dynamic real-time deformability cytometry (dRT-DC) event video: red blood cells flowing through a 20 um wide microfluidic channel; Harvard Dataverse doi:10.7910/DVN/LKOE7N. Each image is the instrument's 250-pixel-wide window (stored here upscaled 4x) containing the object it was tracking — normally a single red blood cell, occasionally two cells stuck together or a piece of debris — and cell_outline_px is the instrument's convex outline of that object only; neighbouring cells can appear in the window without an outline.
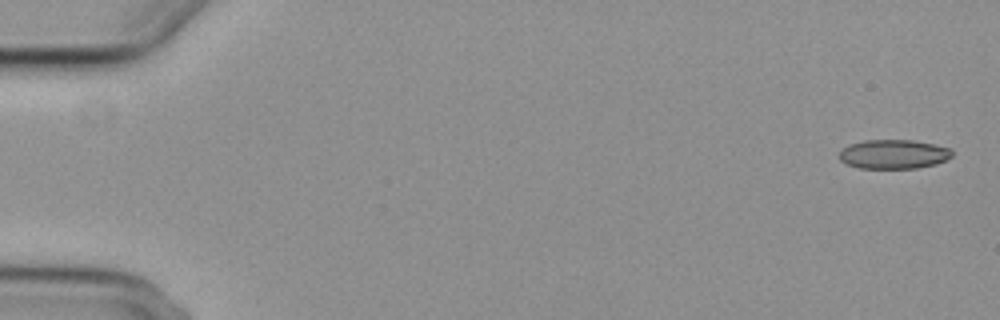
{"species": "common noctule bat (a hibernating species)", "species_latin": "Nyctalus noctula", "temperature_condition": "cold", "stored_images_in_passage": 3, "camera_frame_rate_fps": 3000, "um_per_image_px": 0.085, "animal": {"sex": "female", "body_mass_g": 29.2, "forearm_length_mm": 56.3}, "frame": {"image": 1, "passage_image": 1, "time_ms": 0.0, "image_size_px": [1000, 320], "cell_outline_px": [[952, 156], [936, 164], [916, 168], [860, 168], [848, 164], [840, 160], [840, 152], [848, 144], [864, 140], [912, 140], [952, 148]], "centroid_in_image_um": [75.96, 13.1], "position_along_channel_um": 9.0, "area_um2": 19.07}}